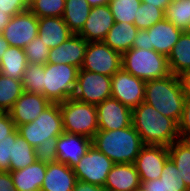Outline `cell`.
I'll use <instances>...</instances> for the list:
<instances>
[{"instance_id": "6da1fadb", "label": "cell", "mask_w": 190, "mask_h": 191, "mask_svg": "<svg viewBox=\"0 0 190 191\" xmlns=\"http://www.w3.org/2000/svg\"><path fill=\"white\" fill-rule=\"evenodd\" d=\"M132 125L144 144L168 147L180 139L178 123L144 101L132 110Z\"/></svg>"}, {"instance_id": "7a4b0ae2", "label": "cell", "mask_w": 190, "mask_h": 191, "mask_svg": "<svg viewBox=\"0 0 190 191\" xmlns=\"http://www.w3.org/2000/svg\"><path fill=\"white\" fill-rule=\"evenodd\" d=\"M186 99L182 78L170 74L145 83L144 102L179 123Z\"/></svg>"}, {"instance_id": "3957f363", "label": "cell", "mask_w": 190, "mask_h": 191, "mask_svg": "<svg viewBox=\"0 0 190 191\" xmlns=\"http://www.w3.org/2000/svg\"><path fill=\"white\" fill-rule=\"evenodd\" d=\"M144 145L133 125L117 130H98L92 138V146L114 164L134 163Z\"/></svg>"}, {"instance_id": "277c9868", "label": "cell", "mask_w": 190, "mask_h": 191, "mask_svg": "<svg viewBox=\"0 0 190 191\" xmlns=\"http://www.w3.org/2000/svg\"><path fill=\"white\" fill-rule=\"evenodd\" d=\"M122 68L144 81L170 75L165 55L154 50L131 48L122 54Z\"/></svg>"}, {"instance_id": "5b68a950", "label": "cell", "mask_w": 190, "mask_h": 191, "mask_svg": "<svg viewBox=\"0 0 190 191\" xmlns=\"http://www.w3.org/2000/svg\"><path fill=\"white\" fill-rule=\"evenodd\" d=\"M79 68L69 64L46 63L43 69V96L61 103L74 96Z\"/></svg>"}, {"instance_id": "8992f818", "label": "cell", "mask_w": 190, "mask_h": 191, "mask_svg": "<svg viewBox=\"0 0 190 191\" xmlns=\"http://www.w3.org/2000/svg\"><path fill=\"white\" fill-rule=\"evenodd\" d=\"M64 132L93 138L98 127V117L95 104L84 103L69 98L59 103Z\"/></svg>"}, {"instance_id": "52a82bcc", "label": "cell", "mask_w": 190, "mask_h": 191, "mask_svg": "<svg viewBox=\"0 0 190 191\" xmlns=\"http://www.w3.org/2000/svg\"><path fill=\"white\" fill-rule=\"evenodd\" d=\"M18 134L33 148L64 132L59 103H51L36 120L17 126Z\"/></svg>"}, {"instance_id": "ba28073f", "label": "cell", "mask_w": 190, "mask_h": 191, "mask_svg": "<svg viewBox=\"0 0 190 191\" xmlns=\"http://www.w3.org/2000/svg\"><path fill=\"white\" fill-rule=\"evenodd\" d=\"M122 68V54L104 42H88L81 69L112 77Z\"/></svg>"}, {"instance_id": "9c48e42d", "label": "cell", "mask_w": 190, "mask_h": 191, "mask_svg": "<svg viewBox=\"0 0 190 191\" xmlns=\"http://www.w3.org/2000/svg\"><path fill=\"white\" fill-rule=\"evenodd\" d=\"M110 97L111 77L79 69L74 99L97 105Z\"/></svg>"}, {"instance_id": "30bf717a", "label": "cell", "mask_w": 190, "mask_h": 191, "mask_svg": "<svg viewBox=\"0 0 190 191\" xmlns=\"http://www.w3.org/2000/svg\"><path fill=\"white\" fill-rule=\"evenodd\" d=\"M113 165L114 163L110 158L91 145L72 169L77 180L104 187L107 175Z\"/></svg>"}, {"instance_id": "8fae6325", "label": "cell", "mask_w": 190, "mask_h": 191, "mask_svg": "<svg viewBox=\"0 0 190 191\" xmlns=\"http://www.w3.org/2000/svg\"><path fill=\"white\" fill-rule=\"evenodd\" d=\"M145 83L121 68L111 77V97L133 110L144 101Z\"/></svg>"}, {"instance_id": "7c38bea8", "label": "cell", "mask_w": 190, "mask_h": 191, "mask_svg": "<svg viewBox=\"0 0 190 191\" xmlns=\"http://www.w3.org/2000/svg\"><path fill=\"white\" fill-rule=\"evenodd\" d=\"M1 34L10 46L24 49L38 36V17L29 9L16 14Z\"/></svg>"}, {"instance_id": "4fadbf2b", "label": "cell", "mask_w": 190, "mask_h": 191, "mask_svg": "<svg viewBox=\"0 0 190 191\" xmlns=\"http://www.w3.org/2000/svg\"><path fill=\"white\" fill-rule=\"evenodd\" d=\"M168 159L167 146L145 144L134 162L139 173L140 182L160 178L163 167Z\"/></svg>"}, {"instance_id": "5bb4252c", "label": "cell", "mask_w": 190, "mask_h": 191, "mask_svg": "<svg viewBox=\"0 0 190 191\" xmlns=\"http://www.w3.org/2000/svg\"><path fill=\"white\" fill-rule=\"evenodd\" d=\"M99 130H117L132 125V109L110 97L96 105Z\"/></svg>"}, {"instance_id": "9a60e30c", "label": "cell", "mask_w": 190, "mask_h": 191, "mask_svg": "<svg viewBox=\"0 0 190 191\" xmlns=\"http://www.w3.org/2000/svg\"><path fill=\"white\" fill-rule=\"evenodd\" d=\"M50 104L42 94L24 91L8 113L17 127L36 120Z\"/></svg>"}, {"instance_id": "2e32d148", "label": "cell", "mask_w": 190, "mask_h": 191, "mask_svg": "<svg viewBox=\"0 0 190 191\" xmlns=\"http://www.w3.org/2000/svg\"><path fill=\"white\" fill-rule=\"evenodd\" d=\"M114 23L108 4L91 7L89 16L78 35L87 42H103Z\"/></svg>"}, {"instance_id": "e0dca14e", "label": "cell", "mask_w": 190, "mask_h": 191, "mask_svg": "<svg viewBox=\"0 0 190 191\" xmlns=\"http://www.w3.org/2000/svg\"><path fill=\"white\" fill-rule=\"evenodd\" d=\"M92 145V139L63 132L57 137V162L73 168Z\"/></svg>"}, {"instance_id": "ac0fdd59", "label": "cell", "mask_w": 190, "mask_h": 191, "mask_svg": "<svg viewBox=\"0 0 190 191\" xmlns=\"http://www.w3.org/2000/svg\"><path fill=\"white\" fill-rule=\"evenodd\" d=\"M87 41L78 34H72L59 46L50 49L47 63L69 64L81 69Z\"/></svg>"}, {"instance_id": "d6986e66", "label": "cell", "mask_w": 190, "mask_h": 191, "mask_svg": "<svg viewBox=\"0 0 190 191\" xmlns=\"http://www.w3.org/2000/svg\"><path fill=\"white\" fill-rule=\"evenodd\" d=\"M146 30L148 31L149 50H154L166 57H168L183 32L182 29L177 28L165 18Z\"/></svg>"}, {"instance_id": "ffe728a7", "label": "cell", "mask_w": 190, "mask_h": 191, "mask_svg": "<svg viewBox=\"0 0 190 191\" xmlns=\"http://www.w3.org/2000/svg\"><path fill=\"white\" fill-rule=\"evenodd\" d=\"M141 185L134 163L114 164L104 184L106 190L132 191Z\"/></svg>"}, {"instance_id": "44dd1931", "label": "cell", "mask_w": 190, "mask_h": 191, "mask_svg": "<svg viewBox=\"0 0 190 191\" xmlns=\"http://www.w3.org/2000/svg\"><path fill=\"white\" fill-rule=\"evenodd\" d=\"M76 181L73 169L56 161L47 165L40 191H73Z\"/></svg>"}, {"instance_id": "7402d4cb", "label": "cell", "mask_w": 190, "mask_h": 191, "mask_svg": "<svg viewBox=\"0 0 190 191\" xmlns=\"http://www.w3.org/2000/svg\"><path fill=\"white\" fill-rule=\"evenodd\" d=\"M72 34L62 17L38 18V36L50 49L62 44Z\"/></svg>"}, {"instance_id": "603a6c76", "label": "cell", "mask_w": 190, "mask_h": 191, "mask_svg": "<svg viewBox=\"0 0 190 191\" xmlns=\"http://www.w3.org/2000/svg\"><path fill=\"white\" fill-rule=\"evenodd\" d=\"M46 170L47 165L36 160L23 169L10 171L13 187L16 191H40Z\"/></svg>"}, {"instance_id": "cb8c5ba5", "label": "cell", "mask_w": 190, "mask_h": 191, "mask_svg": "<svg viewBox=\"0 0 190 191\" xmlns=\"http://www.w3.org/2000/svg\"><path fill=\"white\" fill-rule=\"evenodd\" d=\"M138 28L133 23L115 22L103 42L123 54L132 48Z\"/></svg>"}, {"instance_id": "d4e9b609", "label": "cell", "mask_w": 190, "mask_h": 191, "mask_svg": "<svg viewBox=\"0 0 190 191\" xmlns=\"http://www.w3.org/2000/svg\"><path fill=\"white\" fill-rule=\"evenodd\" d=\"M171 74L183 76L190 71V35L182 32L178 42L167 57Z\"/></svg>"}, {"instance_id": "484cf974", "label": "cell", "mask_w": 190, "mask_h": 191, "mask_svg": "<svg viewBox=\"0 0 190 191\" xmlns=\"http://www.w3.org/2000/svg\"><path fill=\"white\" fill-rule=\"evenodd\" d=\"M27 64L24 49L10 46L0 59V73L21 80Z\"/></svg>"}, {"instance_id": "4316f807", "label": "cell", "mask_w": 190, "mask_h": 191, "mask_svg": "<svg viewBox=\"0 0 190 191\" xmlns=\"http://www.w3.org/2000/svg\"><path fill=\"white\" fill-rule=\"evenodd\" d=\"M91 10L87 0H65V9L62 18L73 34H78Z\"/></svg>"}, {"instance_id": "83f0119b", "label": "cell", "mask_w": 190, "mask_h": 191, "mask_svg": "<svg viewBox=\"0 0 190 191\" xmlns=\"http://www.w3.org/2000/svg\"><path fill=\"white\" fill-rule=\"evenodd\" d=\"M168 153L186 187L190 190V142L184 139L174 141L168 146Z\"/></svg>"}, {"instance_id": "f1b7e54d", "label": "cell", "mask_w": 190, "mask_h": 191, "mask_svg": "<svg viewBox=\"0 0 190 191\" xmlns=\"http://www.w3.org/2000/svg\"><path fill=\"white\" fill-rule=\"evenodd\" d=\"M24 92L21 80L0 73V111L8 112Z\"/></svg>"}, {"instance_id": "f546056e", "label": "cell", "mask_w": 190, "mask_h": 191, "mask_svg": "<svg viewBox=\"0 0 190 191\" xmlns=\"http://www.w3.org/2000/svg\"><path fill=\"white\" fill-rule=\"evenodd\" d=\"M36 161L35 148L18 135L10 156V171L23 169Z\"/></svg>"}, {"instance_id": "4dcf8cb0", "label": "cell", "mask_w": 190, "mask_h": 191, "mask_svg": "<svg viewBox=\"0 0 190 191\" xmlns=\"http://www.w3.org/2000/svg\"><path fill=\"white\" fill-rule=\"evenodd\" d=\"M164 16L166 20L184 31L190 19V0H171Z\"/></svg>"}, {"instance_id": "1f68e13d", "label": "cell", "mask_w": 190, "mask_h": 191, "mask_svg": "<svg viewBox=\"0 0 190 191\" xmlns=\"http://www.w3.org/2000/svg\"><path fill=\"white\" fill-rule=\"evenodd\" d=\"M141 0H110L108 5L115 22L133 23Z\"/></svg>"}, {"instance_id": "d6a6232c", "label": "cell", "mask_w": 190, "mask_h": 191, "mask_svg": "<svg viewBox=\"0 0 190 191\" xmlns=\"http://www.w3.org/2000/svg\"><path fill=\"white\" fill-rule=\"evenodd\" d=\"M165 18L164 11L149 3L141 2L135 15L134 25L138 29H148Z\"/></svg>"}, {"instance_id": "836d02e7", "label": "cell", "mask_w": 190, "mask_h": 191, "mask_svg": "<svg viewBox=\"0 0 190 191\" xmlns=\"http://www.w3.org/2000/svg\"><path fill=\"white\" fill-rule=\"evenodd\" d=\"M43 69L42 64H27L21 79L25 92L43 95Z\"/></svg>"}, {"instance_id": "e575fe53", "label": "cell", "mask_w": 190, "mask_h": 191, "mask_svg": "<svg viewBox=\"0 0 190 191\" xmlns=\"http://www.w3.org/2000/svg\"><path fill=\"white\" fill-rule=\"evenodd\" d=\"M38 18L62 17L65 0H34L28 8Z\"/></svg>"}, {"instance_id": "d590c367", "label": "cell", "mask_w": 190, "mask_h": 191, "mask_svg": "<svg viewBox=\"0 0 190 191\" xmlns=\"http://www.w3.org/2000/svg\"><path fill=\"white\" fill-rule=\"evenodd\" d=\"M160 179H162L165 191H190L182 180L179 170L170 158L163 167Z\"/></svg>"}, {"instance_id": "8d00e7d4", "label": "cell", "mask_w": 190, "mask_h": 191, "mask_svg": "<svg viewBox=\"0 0 190 191\" xmlns=\"http://www.w3.org/2000/svg\"><path fill=\"white\" fill-rule=\"evenodd\" d=\"M24 51L29 64L45 65L48 61L50 48L37 36L24 48Z\"/></svg>"}, {"instance_id": "74e56055", "label": "cell", "mask_w": 190, "mask_h": 191, "mask_svg": "<svg viewBox=\"0 0 190 191\" xmlns=\"http://www.w3.org/2000/svg\"><path fill=\"white\" fill-rule=\"evenodd\" d=\"M57 137L46 139L35 147L36 160L43 164H52L57 161Z\"/></svg>"}, {"instance_id": "f35d334b", "label": "cell", "mask_w": 190, "mask_h": 191, "mask_svg": "<svg viewBox=\"0 0 190 191\" xmlns=\"http://www.w3.org/2000/svg\"><path fill=\"white\" fill-rule=\"evenodd\" d=\"M17 129L6 139L0 140V171H10V156H12L13 143L18 136Z\"/></svg>"}, {"instance_id": "ab89813d", "label": "cell", "mask_w": 190, "mask_h": 191, "mask_svg": "<svg viewBox=\"0 0 190 191\" xmlns=\"http://www.w3.org/2000/svg\"><path fill=\"white\" fill-rule=\"evenodd\" d=\"M180 139H190V96H186L182 117L178 123Z\"/></svg>"}, {"instance_id": "60d3db41", "label": "cell", "mask_w": 190, "mask_h": 191, "mask_svg": "<svg viewBox=\"0 0 190 191\" xmlns=\"http://www.w3.org/2000/svg\"><path fill=\"white\" fill-rule=\"evenodd\" d=\"M29 8L27 0H0V11L14 16Z\"/></svg>"}, {"instance_id": "b9f144b4", "label": "cell", "mask_w": 190, "mask_h": 191, "mask_svg": "<svg viewBox=\"0 0 190 191\" xmlns=\"http://www.w3.org/2000/svg\"><path fill=\"white\" fill-rule=\"evenodd\" d=\"M17 129L8 112L0 114V140L6 139V136L12 134Z\"/></svg>"}, {"instance_id": "7bdbcfd3", "label": "cell", "mask_w": 190, "mask_h": 191, "mask_svg": "<svg viewBox=\"0 0 190 191\" xmlns=\"http://www.w3.org/2000/svg\"><path fill=\"white\" fill-rule=\"evenodd\" d=\"M132 48L149 50V47H148V31L146 29H143V30L138 29V33L134 39Z\"/></svg>"}, {"instance_id": "ee69618b", "label": "cell", "mask_w": 190, "mask_h": 191, "mask_svg": "<svg viewBox=\"0 0 190 191\" xmlns=\"http://www.w3.org/2000/svg\"><path fill=\"white\" fill-rule=\"evenodd\" d=\"M0 191H16L10 171H0Z\"/></svg>"}, {"instance_id": "f6af8a7d", "label": "cell", "mask_w": 190, "mask_h": 191, "mask_svg": "<svg viewBox=\"0 0 190 191\" xmlns=\"http://www.w3.org/2000/svg\"><path fill=\"white\" fill-rule=\"evenodd\" d=\"M73 191H107V190L103 186L77 180L75 182V187Z\"/></svg>"}, {"instance_id": "bcb514c9", "label": "cell", "mask_w": 190, "mask_h": 191, "mask_svg": "<svg viewBox=\"0 0 190 191\" xmlns=\"http://www.w3.org/2000/svg\"><path fill=\"white\" fill-rule=\"evenodd\" d=\"M145 191H165L162 179H153L147 182H141Z\"/></svg>"}, {"instance_id": "7dc6e473", "label": "cell", "mask_w": 190, "mask_h": 191, "mask_svg": "<svg viewBox=\"0 0 190 191\" xmlns=\"http://www.w3.org/2000/svg\"><path fill=\"white\" fill-rule=\"evenodd\" d=\"M144 3H149V5L156 6L162 9L164 12L168 5L171 3V0H141Z\"/></svg>"}, {"instance_id": "c3c4849f", "label": "cell", "mask_w": 190, "mask_h": 191, "mask_svg": "<svg viewBox=\"0 0 190 191\" xmlns=\"http://www.w3.org/2000/svg\"><path fill=\"white\" fill-rule=\"evenodd\" d=\"M12 17L13 16L7 14L6 12L0 11V33L4 31L5 27L9 24Z\"/></svg>"}, {"instance_id": "681fc988", "label": "cell", "mask_w": 190, "mask_h": 191, "mask_svg": "<svg viewBox=\"0 0 190 191\" xmlns=\"http://www.w3.org/2000/svg\"><path fill=\"white\" fill-rule=\"evenodd\" d=\"M181 78L184 84L185 94L186 96H190V71L186 72Z\"/></svg>"}, {"instance_id": "f907efd6", "label": "cell", "mask_w": 190, "mask_h": 191, "mask_svg": "<svg viewBox=\"0 0 190 191\" xmlns=\"http://www.w3.org/2000/svg\"><path fill=\"white\" fill-rule=\"evenodd\" d=\"M9 47H10V44L7 42L4 36L0 33V59L2 55L4 54L5 50H7Z\"/></svg>"}, {"instance_id": "816d5d0a", "label": "cell", "mask_w": 190, "mask_h": 191, "mask_svg": "<svg viewBox=\"0 0 190 191\" xmlns=\"http://www.w3.org/2000/svg\"><path fill=\"white\" fill-rule=\"evenodd\" d=\"M91 7L108 4L110 0H87Z\"/></svg>"}, {"instance_id": "f5cc1de1", "label": "cell", "mask_w": 190, "mask_h": 191, "mask_svg": "<svg viewBox=\"0 0 190 191\" xmlns=\"http://www.w3.org/2000/svg\"><path fill=\"white\" fill-rule=\"evenodd\" d=\"M184 32H186L187 34L190 35V19H189L188 25H187L186 29L184 30Z\"/></svg>"}, {"instance_id": "db71d44e", "label": "cell", "mask_w": 190, "mask_h": 191, "mask_svg": "<svg viewBox=\"0 0 190 191\" xmlns=\"http://www.w3.org/2000/svg\"><path fill=\"white\" fill-rule=\"evenodd\" d=\"M132 191H145V189L143 188L142 185H140L139 187H137L136 189H134Z\"/></svg>"}, {"instance_id": "11a10c76", "label": "cell", "mask_w": 190, "mask_h": 191, "mask_svg": "<svg viewBox=\"0 0 190 191\" xmlns=\"http://www.w3.org/2000/svg\"><path fill=\"white\" fill-rule=\"evenodd\" d=\"M34 0H27L28 5H30Z\"/></svg>"}]
</instances>
